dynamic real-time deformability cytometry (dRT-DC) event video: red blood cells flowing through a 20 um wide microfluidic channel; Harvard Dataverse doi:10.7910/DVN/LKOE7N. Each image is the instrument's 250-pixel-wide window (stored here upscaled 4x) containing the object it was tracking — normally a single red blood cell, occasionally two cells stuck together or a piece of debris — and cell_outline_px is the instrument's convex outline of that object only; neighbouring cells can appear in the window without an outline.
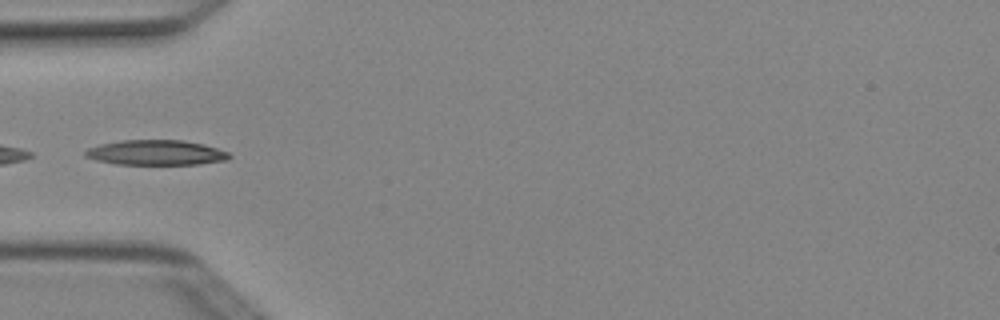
{"species": "Egyptian fruit bat (a non-hibernating species)", "species_latin": "Rousettus aegyptiacus", "temperature_condition": "cold", "stored_images_in_passage": 4, "camera_frame_rate_fps": 3000, "um_per_image_px": 0.085, "animal": {"sex": "female"}, "frame": {"image": 1, "passage_image": 4, "time_ms": 1.0, "image_size_px": [1000, 320], "cell_outline_px": [[232, 156], [228, 160], [200, 164], [116, 164], [96, 160], [84, 156], [84, 152], [88, 148], [100, 144], [120, 140], [184, 140], [204, 144], [228, 152]], "centroid_in_image_um": [13.27, 12.97], "position_along_channel_um": 71.7, "area_um2": 21.1}}